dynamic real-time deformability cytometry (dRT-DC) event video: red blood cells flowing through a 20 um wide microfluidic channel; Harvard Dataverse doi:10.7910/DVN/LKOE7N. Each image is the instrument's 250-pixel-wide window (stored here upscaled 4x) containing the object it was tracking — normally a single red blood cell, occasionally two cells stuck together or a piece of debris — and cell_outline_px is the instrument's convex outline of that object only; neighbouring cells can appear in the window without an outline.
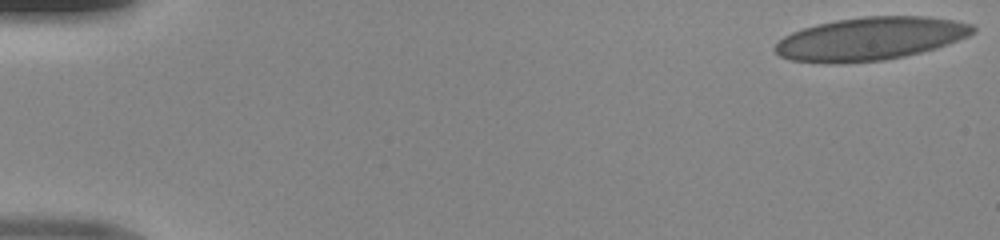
{"species": "human", "species_latin": "Homo sapiens", "temperature_condition": "room temperature", "stored_images_in_passage": 50, "camera_frame_rate_fps": 3000, "um_per_image_px": 0.085, "donor": {"sex": "male"}, "frame": {"image": 1, "passage_image": 1, "time_ms": 0.0, "image_size_px": [1000, 240], "cell_outline_px": [[976, 28], [968, 36], [920, 52], [880, 60], [792, 60], [780, 56], [772, 48], [784, 36], [792, 32], [816, 24], [836, 20], [864, 16], [924, 16], [952, 20], [972, 24]], "centroid_in_image_um": [73.99, 3.23], "position_along_channel_um": 11.0, "area_um2": 47.69}}
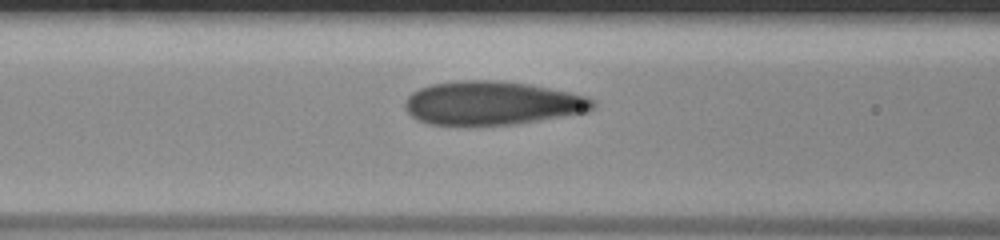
{"frame": {"image": 2, "passage_image": 21, "time_ms": 6.667, "image_size_px": [1000, 240], "cell_outline_px": [[596, 104], [588, 112], [516, 124], [468, 128], [428, 124], [416, 120], [404, 108], [404, 100], [412, 92], [420, 88], [432, 84], [456, 80], [496, 80], [528, 84], [568, 92], [584, 96], [596, 100]], "centroid_in_image_um": [41.76, 8.8], "position_along_channel_um": 124.8, "area_um2": 48.9}}
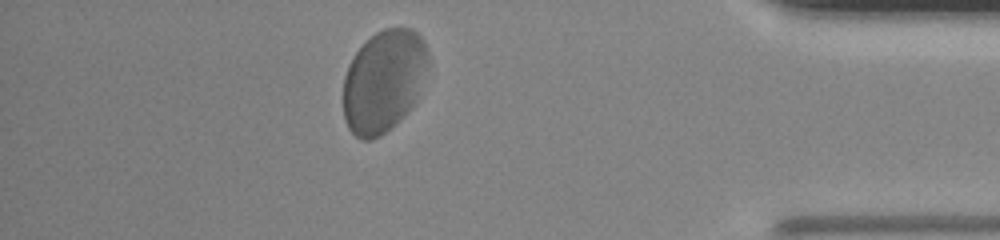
{"frame": {"image": 3, "passage_image": 44, "time_ms": 14.333, "image_size_px": [1000, 240], "cell_outline_px": [[428, 64], [416, 100], [380, 136], [372, 140], [360, 140], [348, 128], [344, 120], [344, 76], [348, 64], [356, 52], [376, 32], [384, 28], [412, 28], [420, 36], [428, 52]], "centroid_in_image_um": [32.58, 6.87], "position_along_channel_um": 402.6, "area_um2": 49.88}}